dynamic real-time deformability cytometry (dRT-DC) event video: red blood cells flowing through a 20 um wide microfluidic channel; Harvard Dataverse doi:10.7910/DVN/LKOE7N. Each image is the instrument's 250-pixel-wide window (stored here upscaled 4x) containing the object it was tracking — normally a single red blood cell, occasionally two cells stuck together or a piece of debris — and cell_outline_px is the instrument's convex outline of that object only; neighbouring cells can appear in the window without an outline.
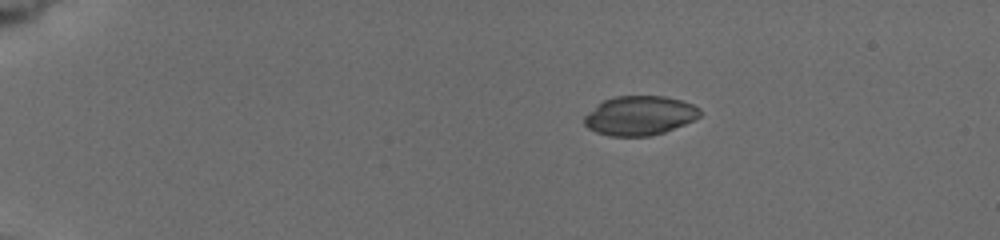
{"species": "common noctule bat (a hibernating species)", "species_latin": "Nyctalus noctula", "temperature_condition": "cold", "stored_images_in_passage": 4, "camera_frame_rate_fps": 3000, "um_per_image_px": 0.085, "animal": {"sex": "female", "body_mass_g": 19.5, "forearm_length_mm": 54.1}, "frame": {"image": 1, "passage_image": 1, "time_ms": 0.0, "image_size_px": [1000, 240], "cell_outline_px": [[700, 116], [684, 124], [664, 132], [648, 136], [608, 136], [596, 132], [588, 128], [584, 124], [584, 116], [588, 112], [604, 100], [616, 96], [664, 96], [680, 100], [692, 104], [700, 108]], "centroid_in_image_um": [54.35, 9.83], "position_along_channel_um": 30.6, "area_um2": 26.3}}